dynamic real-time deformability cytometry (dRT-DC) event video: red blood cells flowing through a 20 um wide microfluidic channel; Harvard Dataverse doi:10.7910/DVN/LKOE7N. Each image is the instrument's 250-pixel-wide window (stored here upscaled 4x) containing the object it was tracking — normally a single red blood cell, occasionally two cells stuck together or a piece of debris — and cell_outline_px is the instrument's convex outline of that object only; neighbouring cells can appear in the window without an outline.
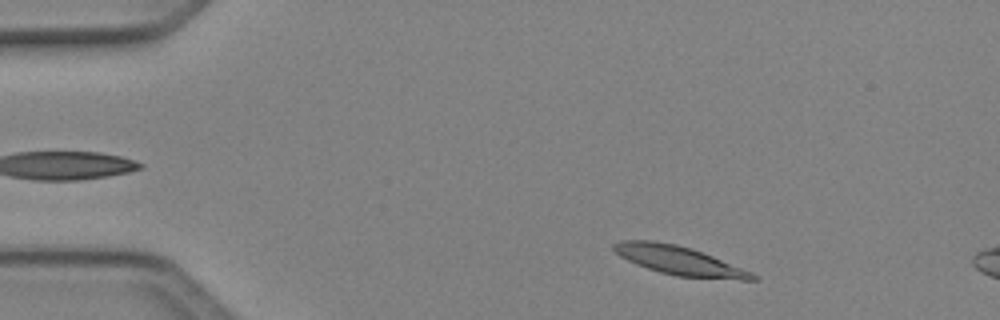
{"species": "Egyptian fruit bat (a non-hibernating species)", "species_latin": "Rousettus aegyptiacus", "temperature_condition": "cold", "stored_images_in_passage": 8, "camera_frame_rate_fps": 3000, "um_per_image_px": 0.085, "animal": {"sex": "female"}, "frame": {"image": 1, "passage_image": 3, "time_ms": 0.667, "image_size_px": [1000, 320], "cell_outline_px": [[756, 280], [740, 280], [676, 276], [660, 272], [636, 264], [620, 256], [612, 248], [612, 244], [620, 240], [652, 240], [676, 244], [692, 248], [752, 272], [756, 276]], "centroid_in_image_um": [57.7, 22.14], "position_along_channel_um": 27.3, "area_um2": 23.18}}